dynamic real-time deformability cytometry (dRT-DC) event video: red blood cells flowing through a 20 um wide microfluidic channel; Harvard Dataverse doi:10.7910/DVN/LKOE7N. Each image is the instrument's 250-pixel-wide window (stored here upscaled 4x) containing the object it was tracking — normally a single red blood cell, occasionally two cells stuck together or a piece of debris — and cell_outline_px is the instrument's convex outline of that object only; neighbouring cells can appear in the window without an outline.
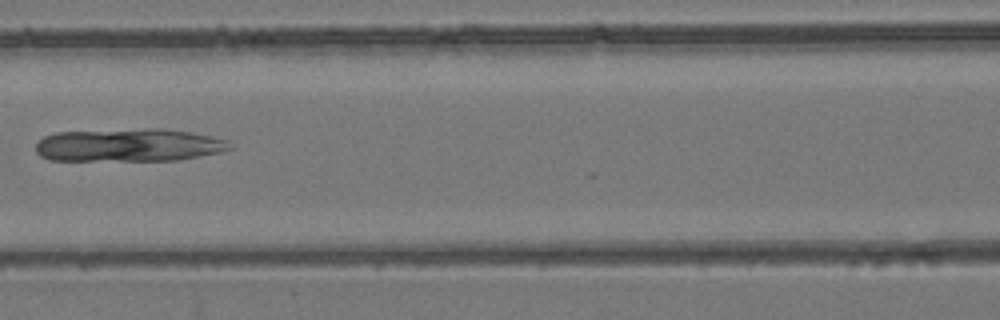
{"species": "common noctule bat (a hibernating species)", "species_latin": "Nyctalus noctula", "temperature_condition": "room temperature", "stored_images_in_passage": 4, "camera_frame_rate_fps": 3000, "um_per_image_px": 0.085, "animal": {"sex": "female", "body_mass_g": 24.6, "forearm_length_mm": 56.2}, "frame": {"image": 1, "passage_image": 3, "time_ms": 2.333, "image_size_px": [1000, 320], "cell_outline_px": [[232, 148], [220, 152], [176, 160], [48, 160], [40, 156], [36, 152], [36, 144], [44, 136], [56, 132], [144, 128], [164, 128], [188, 132], [228, 140]], "centroid_in_image_um": [10.91, 12.33], "position_along_channel_um": 155.7, "area_um2": 37.28}}
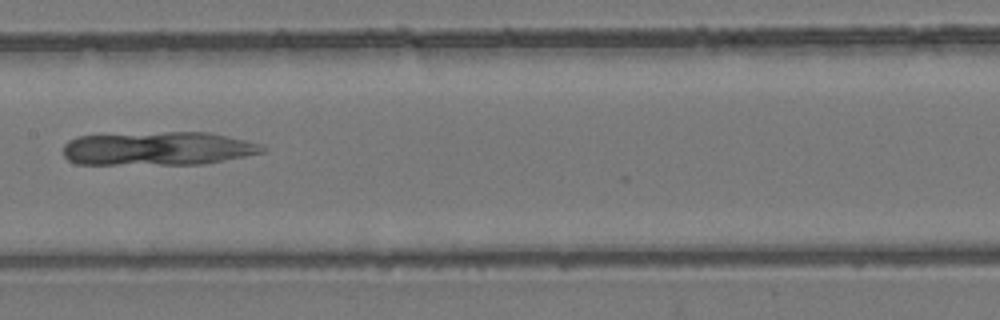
{"frame": {"image": 2, "passage_image": 4, "time_ms": 3.333, "image_size_px": [1000, 320], "cell_outline_px": [[264, 152], [244, 156], [200, 164], [76, 164], [68, 160], [64, 156], [64, 144], [68, 140], [76, 136], [164, 132], [208, 132], [244, 140], [260, 144], [264, 148]], "centroid_in_image_um": [13.36, 12.62], "position_along_channel_um": 194.0, "area_um2": 38.73}}